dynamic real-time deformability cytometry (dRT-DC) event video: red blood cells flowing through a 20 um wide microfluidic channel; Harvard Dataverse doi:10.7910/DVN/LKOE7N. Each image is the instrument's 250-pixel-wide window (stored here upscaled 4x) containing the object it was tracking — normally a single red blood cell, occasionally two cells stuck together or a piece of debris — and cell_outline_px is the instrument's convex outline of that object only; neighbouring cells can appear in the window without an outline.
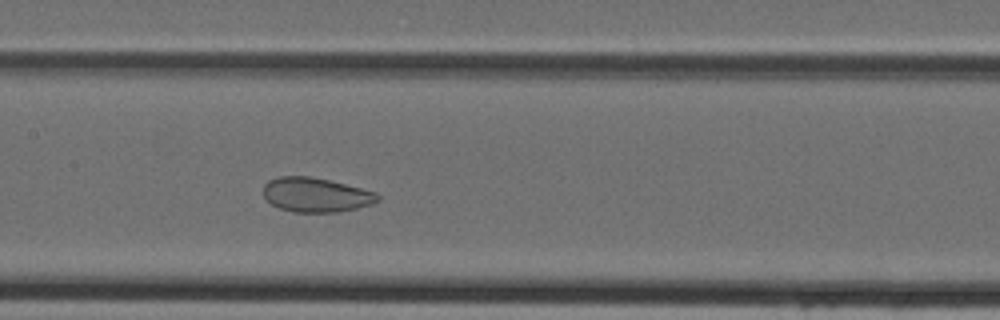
{"species": "Egyptian fruit bat (a non-hibernating species)", "species_latin": "Rousettus aegyptiacus", "temperature_condition": "cold", "stored_images_in_passage": 31, "camera_frame_rate_fps": 3000, "um_per_image_px": 0.085, "animal": {"sex": "female"}, "frame": {"image": 1, "passage_image": 8, "time_ms": 2.333, "image_size_px": [1000, 320], "cell_outline_px": [[380, 200], [372, 204], [340, 212], [292, 212], [280, 208], [272, 204], [264, 196], [264, 184], [268, 180], [280, 176], [308, 176], [328, 180], [376, 192], [380, 196]], "centroid_in_image_um": [26.85, 16.56], "position_along_channel_um": 180.5, "area_um2": 22.83}}
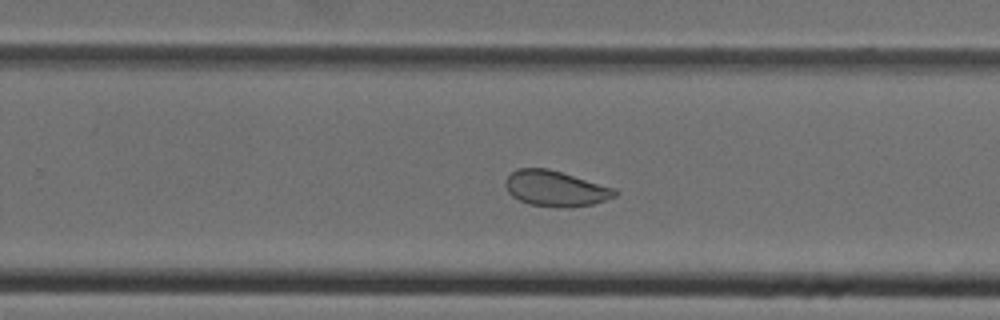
{"frame": {"image": 2, "passage_image": 15, "time_ms": 4.667, "image_size_px": [1000, 320], "cell_outline_px": [[620, 192], [616, 196], [592, 204], [532, 204], [520, 200], [512, 196], [508, 192], [504, 184], [504, 180], [516, 168], [548, 168], [616, 188]], "centroid_in_image_um": [47.2, 15.95], "position_along_channel_um": 282.6, "area_um2": 21.85}}
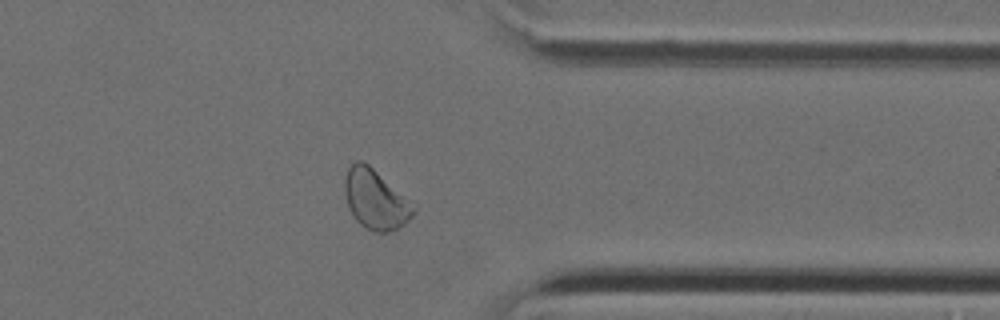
{"frame": {"image": 3, "passage_image": 22, "time_ms": 7.0, "image_size_px": [1000, 320], "cell_outline_px": [[416, 208], [412, 216], [404, 224], [396, 228], [384, 232], [372, 232], [360, 224], [352, 216], [348, 208], [344, 192], [344, 180], [348, 168], [356, 160], [360, 160], [368, 164], [416, 204]], "centroid_in_image_um": [31.91, 16.95], "position_along_channel_um": 379.5, "area_um2": 24.04}}